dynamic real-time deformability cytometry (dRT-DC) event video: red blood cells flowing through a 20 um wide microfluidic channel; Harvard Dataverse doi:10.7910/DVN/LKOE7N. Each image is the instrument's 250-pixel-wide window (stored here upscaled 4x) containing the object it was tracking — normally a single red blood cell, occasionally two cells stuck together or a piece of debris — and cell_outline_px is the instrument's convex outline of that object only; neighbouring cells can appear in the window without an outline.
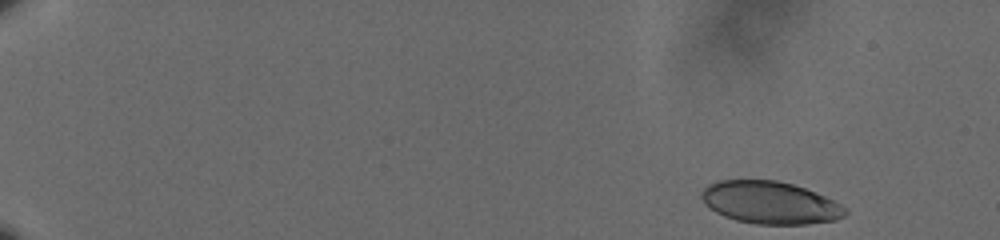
{"species": "human", "species_latin": "Homo sapiens", "temperature_condition": "cold", "stored_images_in_passage": 55, "camera_frame_rate_fps": 3000, "um_per_image_px": 0.085, "donor": {"sex": "male"}, "frame": {"image": 1, "passage_image": 1, "time_ms": 0.0, "image_size_px": [1000, 240], "cell_outline_px": [[848, 212], [844, 216], [836, 220], [808, 224], [756, 224], [736, 220], [724, 216], [716, 212], [704, 204], [700, 196], [700, 192], [708, 184], [720, 180], [776, 180], [792, 184], [804, 188], [824, 196], [848, 208]], "centroid_in_image_um": [65.44, 17.23], "position_along_channel_um": 19.6, "area_um2": 35.6}}
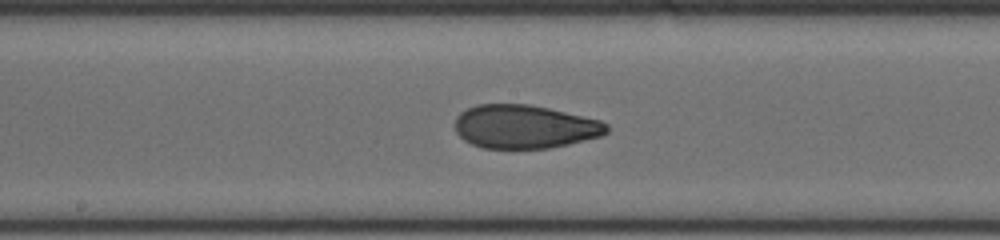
{"frame": {"image": 2, "passage_image": 30, "time_ms": 9.667, "image_size_px": [1000, 240], "cell_outline_px": [[608, 132], [600, 136], [568, 144], [548, 148], [484, 148], [472, 144], [464, 140], [456, 132], [456, 116], [460, 112], [476, 104], [528, 104], [548, 108], [600, 120], [608, 124]], "centroid_in_image_um": [44.58, 10.76], "position_along_channel_um": 203.6, "area_um2": 38.32}}
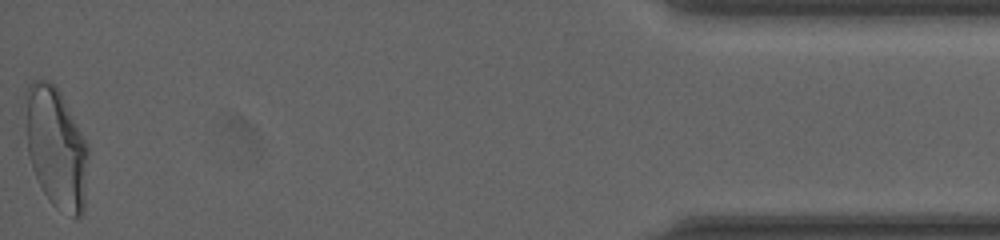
{"frame": {"image": 3, "passage_image": 55, "time_ms": 18.0, "image_size_px": [1000, 240], "cell_outline_px": [[88, 156], [84, 212], [80, 216], [72, 216], [56, 208], [48, 200], [32, 168], [28, 152], [24, 92], [28, 84], [32, 80], [48, 80], [60, 92], [88, 144]], "centroid_in_image_um": [4.77, 12.54], "position_along_channel_um": 430.4, "area_um2": 44.22}, "authors_computed_cell_mechanics": {"area_um2": 38.8416, "velocity_mm_per_s": 3.5963, "shape_relaxation_time_tau1_ms": 8.7081, "shape_relaxation_time_tau2_ms": 1.2079, "deformation_change_tau1": 0.211, "deformation_change_tau2": 0.0628}}